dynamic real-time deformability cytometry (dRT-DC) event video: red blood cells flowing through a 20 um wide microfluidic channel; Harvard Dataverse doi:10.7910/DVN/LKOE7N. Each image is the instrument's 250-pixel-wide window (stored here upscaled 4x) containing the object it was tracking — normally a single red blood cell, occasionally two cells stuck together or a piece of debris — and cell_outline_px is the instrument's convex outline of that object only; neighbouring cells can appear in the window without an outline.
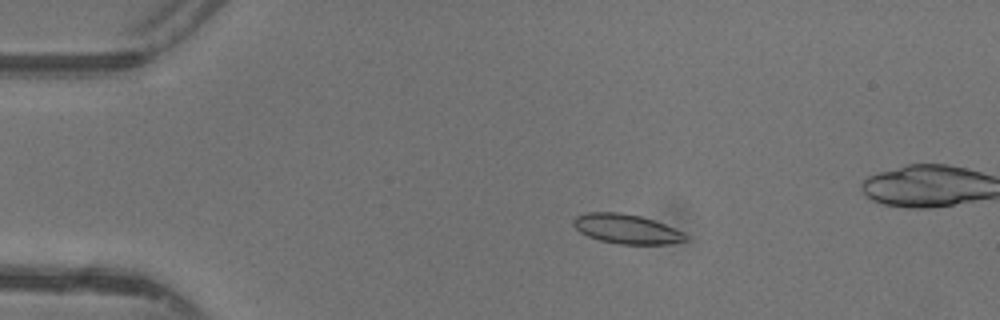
{"species": "common noctule bat (a hibernating species)", "species_latin": "Nyctalus noctula", "temperature_condition": "warm", "stored_images_in_passage": 47, "camera_frame_rate_fps": 3000, "um_per_image_px": 0.085, "animal": {"sex": "female"}, "frame": {"image": 1, "passage_image": 9, "time_ms": 2.667, "image_size_px": [1000, 320], "cell_outline_px": [[688, 240], [668, 244], [616, 244], [600, 240], [588, 236], [580, 232], [572, 224], [572, 220], [576, 216], [588, 212], [620, 212], [640, 216], [664, 224], [684, 232], [688, 236]], "centroid_in_image_um": [53.25, 19.46], "position_along_channel_um": 31.8, "area_um2": 19.31}}
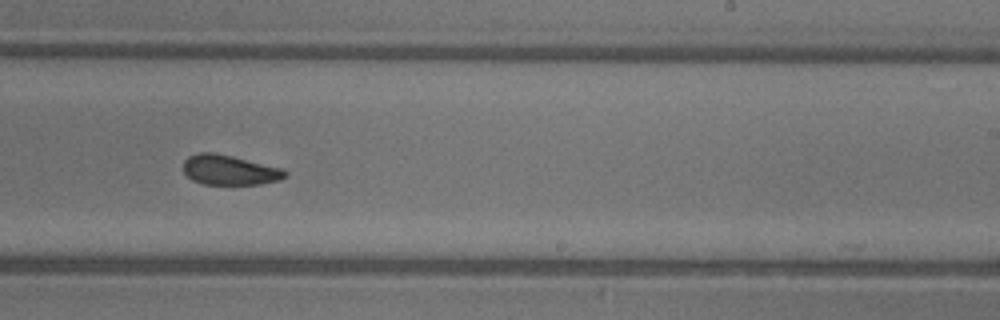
{"frame": {"image": 2, "passage_image": 29, "time_ms": 9.333, "image_size_px": [1000, 320], "cell_outline_px": [[288, 176], [280, 180], [260, 184], [204, 184], [192, 180], [184, 172], [184, 160], [188, 156], [200, 152], [216, 152], [284, 168], [288, 172]], "centroid_in_image_um": [19.55, 14.44], "position_along_channel_um": 269.4, "area_um2": 17.98}}
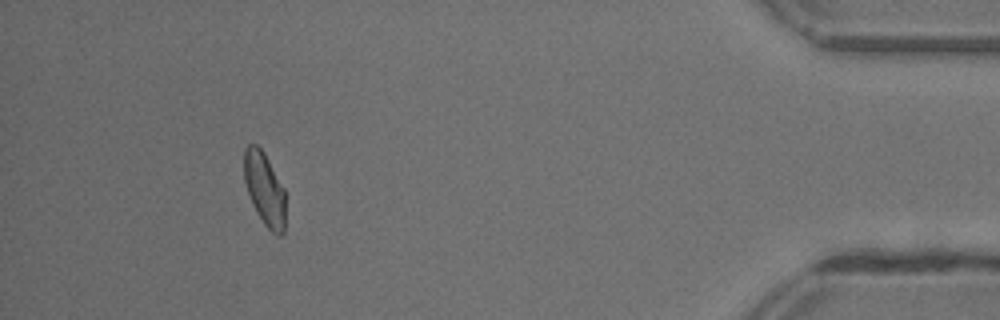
{"frame": {"image": 3, "passage_image": 43, "time_ms": 14.0, "image_size_px": [1000, 320], "cell_outline_px": [[284, 232], [280, 236], [276, 236], [264, 224], [256, 212], [252, 204], [244, 180], [244, 148], [248, 144], [256, 144], [264, 152], [284, 188]], "centroid_in_image_um": [22.47, 16.06], "position_along_channel_um": 412.7, "area_um2": 17.57}, "authors_computed_cell_mechanics": {"area_um2": 18.6116, "velocity_mm_per_s": 4.4129, "shape_relaxation_time_tau1_ms": null, "shape_relaxation_time_tau2_ms": 2.1554, "deformation_change_tau1": null, "deformation_change_tau2": 0.0752}}